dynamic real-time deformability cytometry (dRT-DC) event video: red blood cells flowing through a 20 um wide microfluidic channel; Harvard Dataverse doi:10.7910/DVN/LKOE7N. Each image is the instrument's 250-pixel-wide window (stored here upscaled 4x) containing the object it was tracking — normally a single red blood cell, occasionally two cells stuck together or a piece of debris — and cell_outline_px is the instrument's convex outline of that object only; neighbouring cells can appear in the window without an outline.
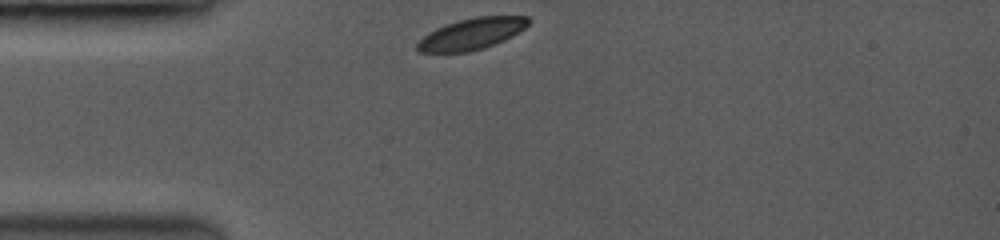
{"species": "common noctule bat (a hibernating species)", "species_latin": "Nyctalus noctula", "temperature_condition": "room temperature", "stored_images_in_passage": 18, "camera_frame_rate_fps": 3500, "um_per_image_px": 0.085, "animal": {"sex": "female", "body_mass_g": 19.0, "forearm_length_mm": 53.3}, "frame": {"image": 1, "passage_image": 1, "time_ms": 0.0, "image_size_px": [1000, 240], "cell_outline_px": [[532, 20], [524, 28], [512, 36], [484, 48], [468, 52], [420, 52], [416, 48], [416, 44], [428, 32], [436, 28], [460, 20], [476, 16], [528, 16]], "centroid_in_image_um": [40.1, 2.87], "position_along_channel_um": 44.9, "area_um2": 20.11}}
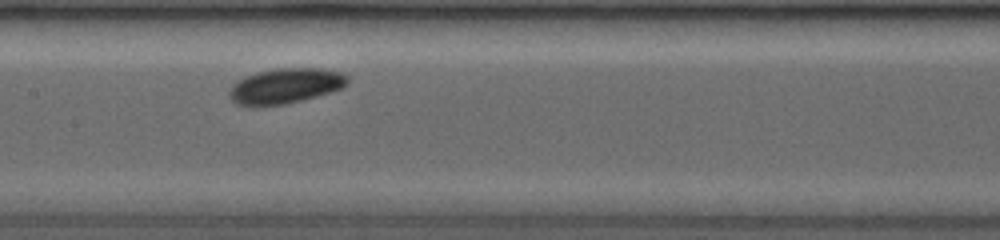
{"frame": {"image": 2, "passage_image": 8, "time_ms": 4.0, "image_size_px": [1000, 240], "cell_outline_px": [[348, 84], [340, 88], [328, 92], [280, 104], [240, 104], [232, 100], [228, 92], [232, 84], [236, 80], [244, 76], [276, 68], [320, 68], [340, 72], [348, 76]], "centroid_in_image_um": [24.25, 7.25], "position_along_channel_um": 183.2, "area_um2": 23.41}}
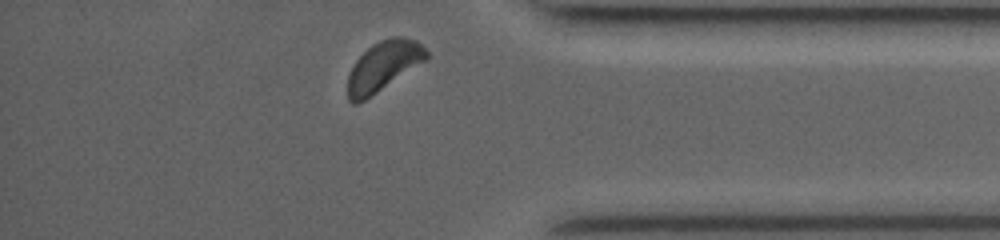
{"frame": {"image": 3, "passage_image": 18, "time_ms": 9.714, "image_size_px": [1000, 240], "cell_outline_px": [[428, 56], [424, 60], [364, 100], [356, 104], [352, 104], [348, 100], [348, 76], [356, 60], [372, 44], [380, 40], [392, 36], [400, 36], [416, 40], [428, 52]], "centroid_in_image_um": [32.55, 5.6], "position_along_channel_um": 402.6, "area_um2": 22.08}, "authors_computed_cell_mechanics": {"area_um2": 22.1952, "velocity_mm_per_s": 3.941, "shape_relaxation_time_tau1_ms": 1.3796, "shape_relaxation_time_tau2_ms": 4.0009, "deformation_change_tau1": 0.0541, "deformation_change_tau2": 0.064}}